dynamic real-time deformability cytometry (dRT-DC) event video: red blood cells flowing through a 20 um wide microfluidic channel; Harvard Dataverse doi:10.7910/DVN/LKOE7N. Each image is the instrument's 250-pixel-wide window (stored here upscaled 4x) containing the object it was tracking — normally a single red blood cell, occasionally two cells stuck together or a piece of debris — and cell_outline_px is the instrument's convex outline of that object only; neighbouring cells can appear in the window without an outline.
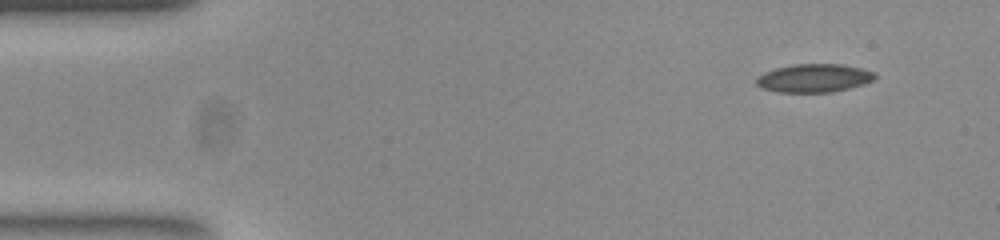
{"species": "common noctule bat (a hibernating species)", "species_latin": "Nyctalus noctula", "temperature_condition": "room temperature", "stored_images_in_passage": 49, "camera_frame_rate_fps": 3000, "um_per_image_px": 0.085, "animal": {"sex": "female", "body_mass_g": 23.0, "forearm_length_mm": 53.4}, "frame": {"image": 1, "passage_image": 1, "time_ms": 0.0, "image_size_px": [1000, 240], "cell_outline_px": [[876, 76], [872, 80], [864, 84], [832, 92], [780, 92], [760, 88], [756, 84], [756, 80], [764, 72], [776, 68], [796, 64], [840, 64], [860, 68], [876, 72]], "centroid_in_image_um": [69.19, 6.64], "position_along_channel_um": 15.8, "area_um2": 19.42}}
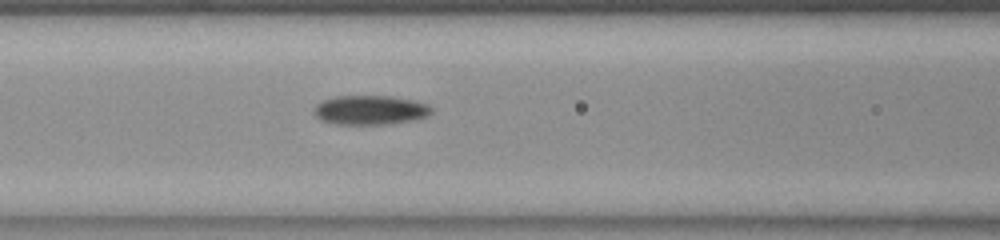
{"frame": {"image": 2, "passage_image": 18, "time_ms": 5.667, "image_size_px": [1000, 240], "cell_outline_px": [[432, 112], [428, 116], [416, 120], [388, 124], [336, 124], [320, 120], [316, 116], [316, 104], [324, 100], [336, 96], [392, 96], [412, 100], [428, 104], [432, 108]], "centroid_in_image_um": [31.52, 9.36], "position_along_channel_um": 135.1, "area_um2": 20.06}}
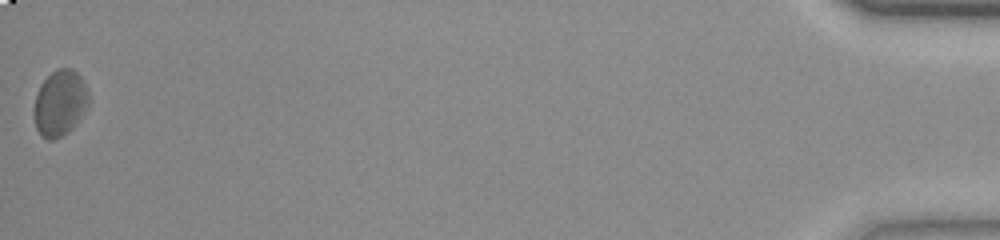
{"frame": {"image": 3, "passage_image": 49, "time_ms": 16.0, "image_size_px": [1000, 240], "cell_outline_px": [[88, 104], [76, 124], [68, 132], [52, 140], [48, 140], [40, 136], [36, 128], [36, 96], [40, 84], [56, 68], [72, 68], [84, 80], [88, 88]], "centroid_in_image_um": [5.12, 8.74], "position_along_channel_um": 430.1, "area_um2": 20.75}, "authors_computed_cell_mechanics": {"area_um2": 19.7676, "velocity_mm_per_s": 3.8514, "shape_relaxation_time_tau1_ms": 6.4717, "shape_relaxation_time_tau2_ms": 9.1952, "deformation_change_tau1": 0.1349, "deformation_change_tau2": 0.176}}